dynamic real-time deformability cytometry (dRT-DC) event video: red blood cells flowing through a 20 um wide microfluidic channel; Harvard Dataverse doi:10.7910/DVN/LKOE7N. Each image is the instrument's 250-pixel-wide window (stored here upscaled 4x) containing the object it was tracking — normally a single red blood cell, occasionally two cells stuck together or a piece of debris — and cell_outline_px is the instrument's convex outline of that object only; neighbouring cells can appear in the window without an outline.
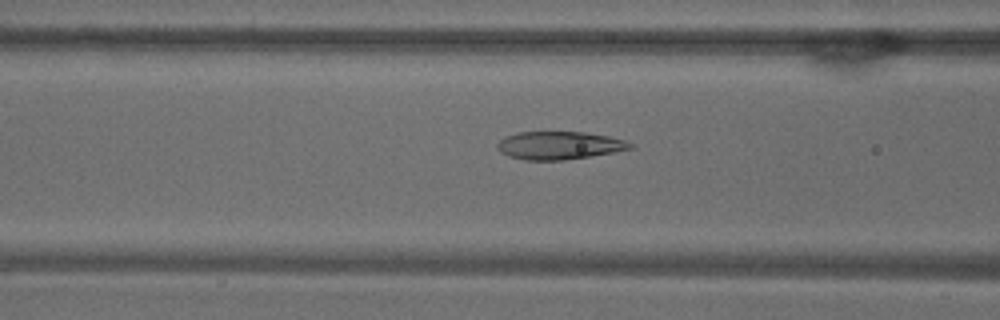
{"species": "common noctule bat (a hibernating species)", "species_latin": "Nyctalus noctula", "temperature_condition": "warm", "stored_images_in_passage": 53, "camera_frame_rate_fps": 3000, "um_per_image_px": 0.085, "animal": {"sex": "male", "body_mass_g": 18.8}, "frame": {"image": 1, "passage_image": 21, "time_ms": 6.667, "image_size_px": [1000, 320], "cell_outline_px": [[632, 148], [612, 152], [564, 160], [524, 160], [508, 156], [500, 152], [496, 148], [496, 144], [500, 140], [516, 132], [584, 132], [608, 136], [624, 140], [632, 144]], "centroid_in_image_um": [47.47, 12.36], "position_along_channel_um": 119.1, "area_um2": 21.44}}
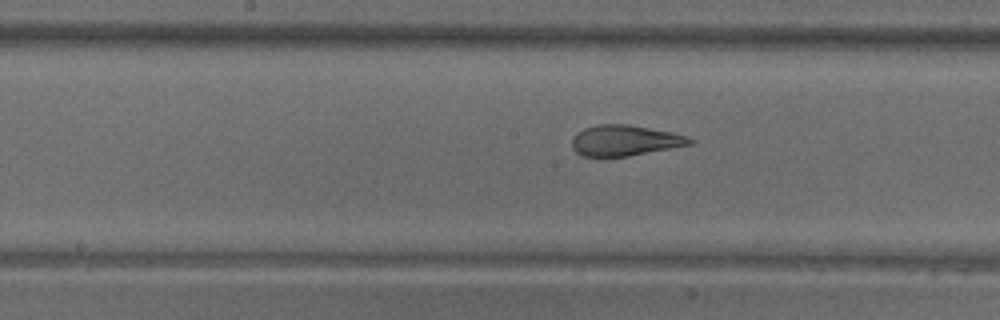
{"frame": {"image": 2, "passage_image": 27, "time_ms": 8.667, "image_size_px": [1000, 320], "cell_outline_px": [[696, 140], [692, 144], [628, 156], [580, 156], [572, 148], [572, 136], [576, 132], [584, 128], [596, 124], [628, 124], [672, 132], [688, 136]], "centroid_in_image_um": [53.09, 11.93], "position_along_channel_um": 195.1, "area_um2": 21.21}}
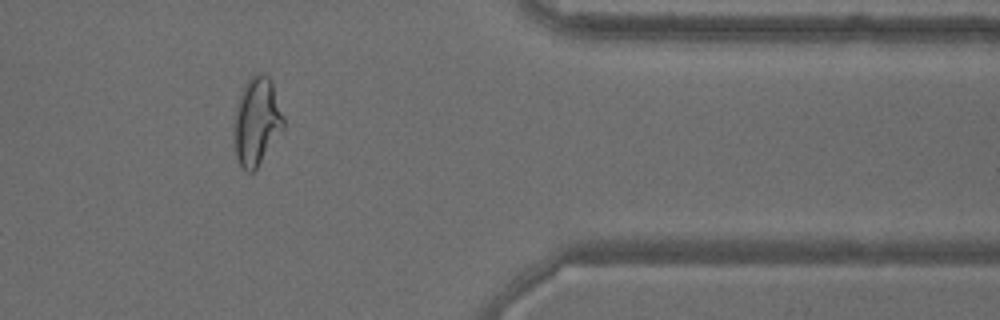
{"frame": {"image": 3, "passage_image": 44, "time_ms": 14.333, "image_size_px": [1000, 320], "cell_outline_px": [[284, 128], [256, 168], [252, 172], [248, 172], [240, 164], [236, 156], [236, 108], [244, 84], [252, 76], [260, 72], [268, 76], [272, 80], [284, 116]], "centroid_in_image_um": [21.87, 10.27], "position_along_channel_um": 389.5, "area_um2": 24.68}, "authors_computed_cell_mechanics": {"area_um2": 24.6806, "velocity_mm_per_s": 3.7838, "shape_relaxation_time_tau1_ms": 9.2484, "shape_relaxation_time_tau2_ms": 1.0372, "deformation_change_tau1": 0.2639, "deformation_change_tau2": 0.0802}}